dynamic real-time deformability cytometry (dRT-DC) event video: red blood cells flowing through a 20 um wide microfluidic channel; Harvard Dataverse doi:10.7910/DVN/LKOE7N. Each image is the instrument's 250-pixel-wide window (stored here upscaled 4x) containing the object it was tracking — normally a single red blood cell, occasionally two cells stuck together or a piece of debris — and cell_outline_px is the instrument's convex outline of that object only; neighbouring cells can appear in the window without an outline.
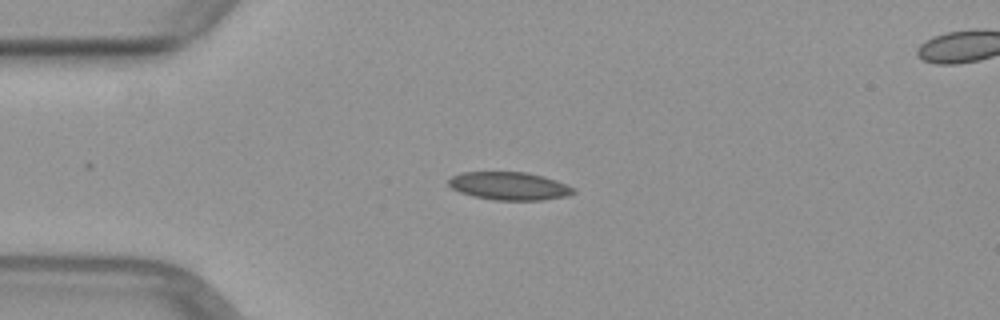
{"species": "common noctule bat (a hibernating species)", "species_latin": "Nyctalus noctula", "temperature_condition": "warm", "stored_images_in_passage": 39, "camera_frame_rate_fps": 3000, "um_per_image_px": 0.085, "animal": {"sex": "female", "body_mass_g": 29.2, "forearm_length_mm": 56.3}, "frame": {"image": 1, "passage_image": 1, "time_ms": 0.0, "image_size_px": [1000, 320], "cell_outline_px": [[572, 192], [560, 196], [536, 200], [500, 200], [476, 196], [452, 188], [448, 184], [448, 180], [452, 176], [464, 172], [524, 172], [540, 176], [564, 184], [572, 188]], "centroid_in_image_um": [43.18, 15.79], "position_along_channel_um": 41.8, "area_um2": 19.31}}
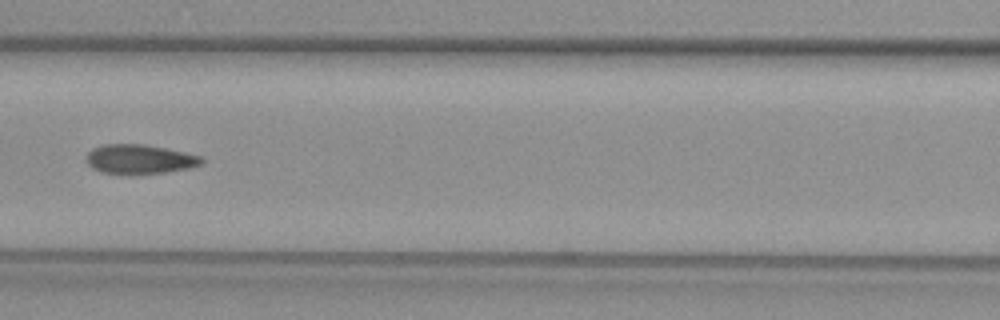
{"frame": {"image": 2, "passage_image": 11, "time_ms": 3.333, "image_size_px": [1000, 320], "cell_outline_px": [[204, 160], [200, 164], [184, 168], [160, 172], [104, 172], [88, 164], [88, 152], [96, 148], [108, 144], [140, 144], [164, 148], [200, 156]], "centroid_in_image_um": [11.88, 13.49], "position_along_channel_um": 154.7, "area_um2": 18.32}}
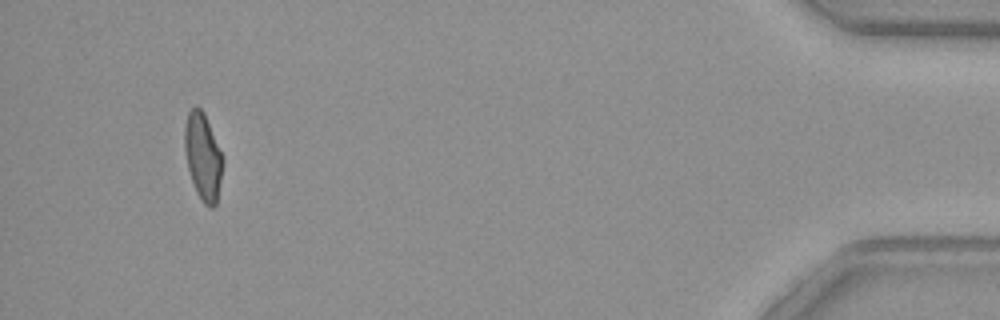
{"frame": {"image": 3, "passage_image": 36, "time_ms": 11.667, "image_size_px": [1000, 320], "cell_outline_px": [[220, 180], [216, 204], [212, 208], [204, 204], [192, 180], [188, 168], [184, 144], [184, 132], [188, 112], [192, 108], [200, 108], [204, 112], [220, 152]], "centroid_in_image_um": [17.21, 13.29], "position_along_channel_um": 418.0, "area_um2": 18.21}}